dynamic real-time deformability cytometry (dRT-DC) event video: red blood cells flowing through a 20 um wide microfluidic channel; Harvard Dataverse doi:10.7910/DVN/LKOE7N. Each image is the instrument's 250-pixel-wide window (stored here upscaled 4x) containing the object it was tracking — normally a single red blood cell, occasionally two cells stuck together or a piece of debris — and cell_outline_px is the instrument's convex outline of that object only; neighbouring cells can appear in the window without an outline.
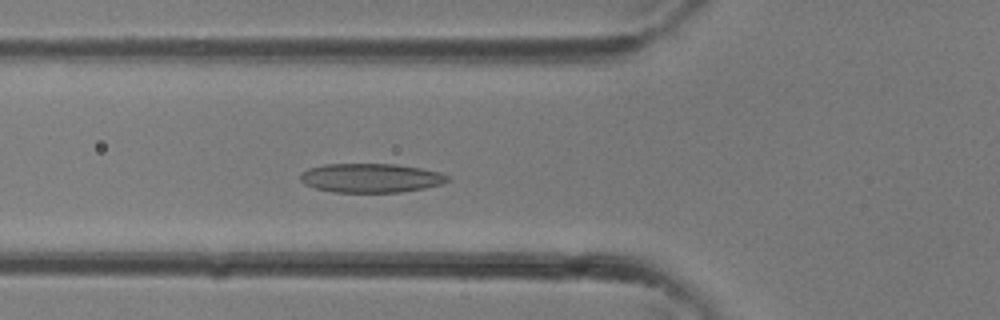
{"species": "common noctule bat (a hibernating species)", "species_latin": "Nyctalus noctula", "temperature_condition": "room temperature", "stored_images_in_passage": 33, "camera_frame_rate_fps": 3000, "um_per_image_px": 0.085, "animal": {"sex": "female"}, "frame": {"image": 1, "passage_image": 11, "time_ms": 3.333, "image_size_px": [1000, 320], "cell_outline_px": [[452, 180], [444, 184], [424, 188], [400, 192], [332, 192], [316, 188], [304, 184], [300, 180], [300, 172], [308, 168], [324, 164], [396, 164], [420, 168], [440, 172], [448, 176]], "centroid_in_image_um": [31.53, 15.12], "position_along_channel_um": 94.3, "area_um2": 25.14}}
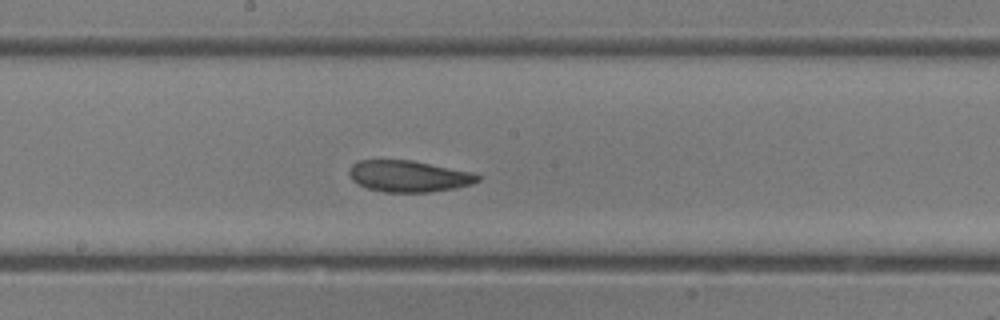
{"frame": {"image": 2, "passage_image": 17, "time_ms": 5.333, "image_size_px": [1000, 320], "cell_outline_px": [[480, 180], [472, 184], [456, 188], [428, 192], [384, 192], [368, 188], [352, 180], [348, 172], [352, 164], [356, 160], [412, 160], [472, 172], [480, 176]], "centroid_in_image_um": [34.74, 14.97], "position_along_channel_um": 213.5, "area_um2": 23.52}}
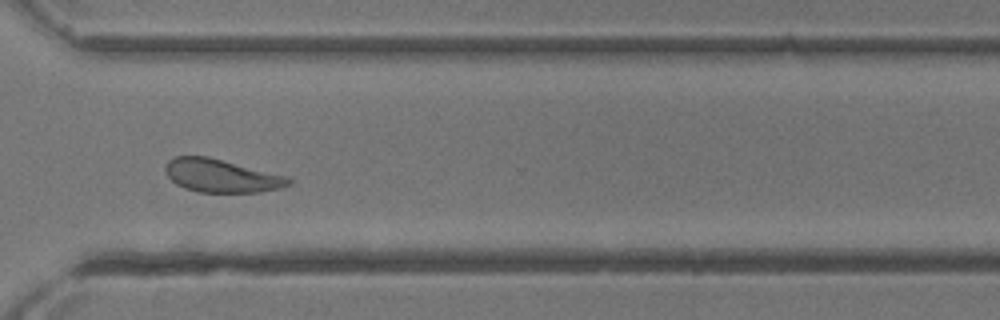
{"frame": {"image": 3, "passage_image": 24, "time_ms": 7.667, "image_size_px": [1000, 320], "cell_outline_px": [[292, 184], [280, 188], [260, 192], [200, 192], [184, 188], [176, 184], [168, 176], [164, 168], [168, 160], [176, 156], [208, 156], [288, 176], [292, 180]], "centroid_in_image_um": [18.83, 14.94], "position_along_channel_um": 351.8, "area_um2": 23.87}}